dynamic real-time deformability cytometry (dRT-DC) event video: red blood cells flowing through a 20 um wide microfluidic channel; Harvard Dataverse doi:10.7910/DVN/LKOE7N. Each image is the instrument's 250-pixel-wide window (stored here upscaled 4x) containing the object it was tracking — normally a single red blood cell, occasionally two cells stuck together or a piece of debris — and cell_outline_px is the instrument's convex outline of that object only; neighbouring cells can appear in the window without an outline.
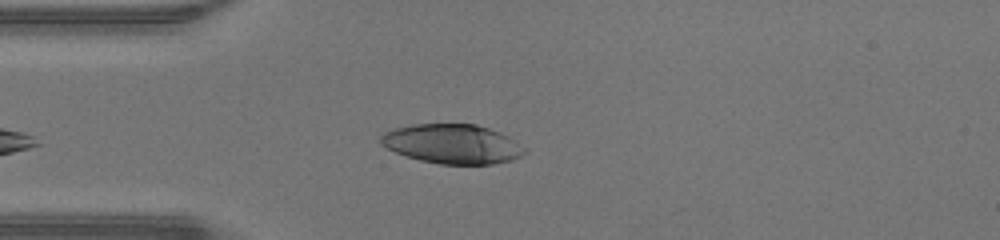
{"species": "human", "species_latin": "Homo sapiens", "temperature_condition": "warm", "stored_images_in_passage": 37, "camera_frame_rate_fps": 3000, "um_per_image_px": 0.085, "donor": {"sex": "male"}, "frame": {"image": 1, "passage_image": 3, "time_ms": 0.667, "image_size_px": [1000, 240], "cell_outline_px": [[528, 152], [512, 160], [492, 164], [440, 164], [420, 160], [396, 152], [380, 144], [380, 136], [396, 128], [412, 124], [476, 124], [488, 128], [508, 136], [524, 148]], "centroid_in_image_um": [38.47, 12.24], "position_along_channel_um": 46.5, "area_um2": 32.71}}
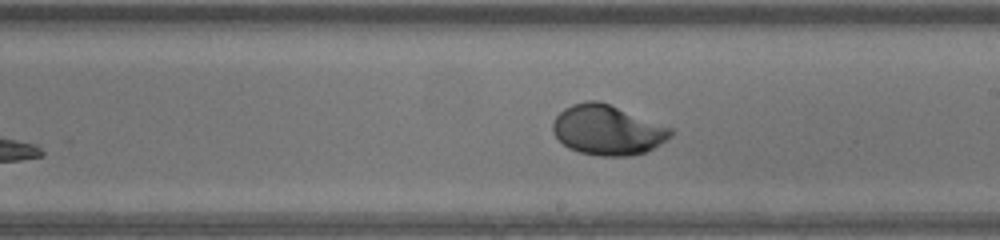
{"frame": {"image": 2, "passage_image": 17, "time_ms": 5.333, "image_size_px": [1000, 240], "cell_outline_px": [[676, 132], [672, 136], [660, 144], [644, 152], [632, 156], [600, 156], [580, 152], [568, 148], [552, 132], [552, 120], [564, 108], [572, 104], [588, 100], [596, 100], [608, 104], [672, 128]], "centroid_in_image_um": [51.62, 11.06], "position_along_channel_um": 237.4, "area_um2": 34.16}}
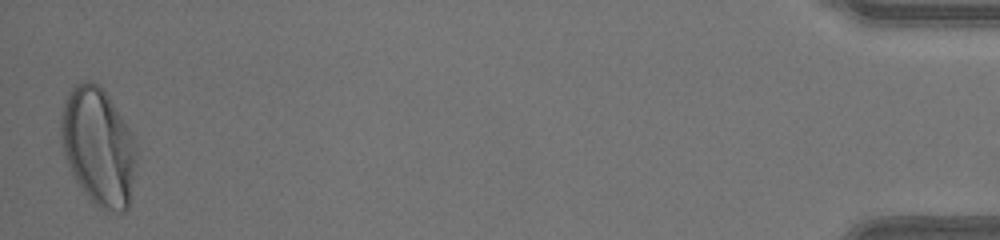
{"frame": {"image": 3, "passage_image": 37, "time_ms": 12.0, "image_size_px": [1000, 240], "cell_outline_px": [[136, 164], [128, 208], [124, 212], [116, 212], [100, 208], [84, 192], [72, 176], [64, 156], [60, 140], [60, 120], [64, 100], [68, 92], [76, 84], [84, 80], [92, 80], [108, 96], [132, 132], [136, 140]], "centroid_in_image_um": [8.34, 12.45], "position_along_channel_um": 426.9, "area_um2": 52.02}, "authors_computed_cell_mechanics": {"area_um2": 34.102, "velocity_mm_per_s": 4.3748, "shape_relaxation_time_tau1_ms": 2.648, "shape_relaxation_time_tau2_ms": null, "deformation_change_tau1": 0.1988, "deformation_change_tau2": null}}